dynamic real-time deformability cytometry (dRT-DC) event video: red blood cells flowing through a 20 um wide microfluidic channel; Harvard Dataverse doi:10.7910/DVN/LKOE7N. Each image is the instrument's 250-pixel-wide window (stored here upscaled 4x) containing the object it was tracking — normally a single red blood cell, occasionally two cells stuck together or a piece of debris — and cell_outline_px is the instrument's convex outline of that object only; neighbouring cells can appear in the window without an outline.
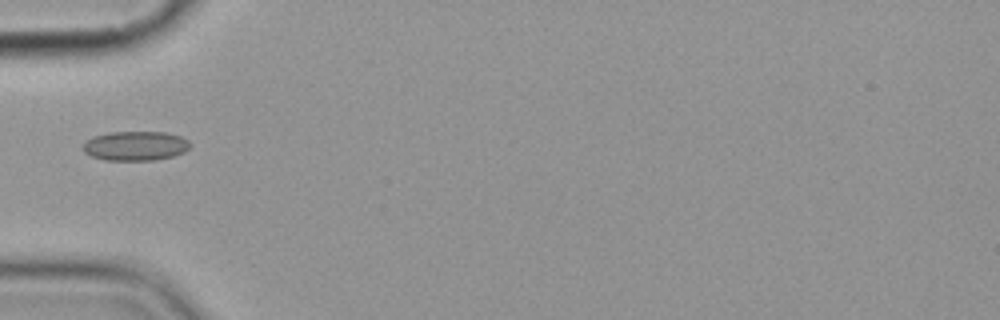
{"species": "common noctule bat (a hibernating species)", "species_latin": "Nyctalus noctula", "temperature_condition": "cold", "stored_images_in_passage": 1, "camera_frame_rate_fps": 3000, "um_per_image_px": 0.085, "animal": {"sex": "female", "body_mass_g": 19.9}, "frame": {"image": 1, "passage_image": 1, "time_ms": 0.0, "image_size_px": [1000, 320], "cell_outline_px": [[192, 144], [184, 152], [172, 156], [156, 160], [104, 160], [92, 156], [84, 152], [84, 140], [92, 136], [108, 132], [164, 132], [180, 136], [188, 140]], "centroid_in_image_um": [11.5, 12.39], "position_along_channel_um": 73.5, "area_um2": 18.44}}